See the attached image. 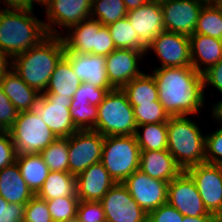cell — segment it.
<instances>
[{
    "label": "cell",
    "mask_w": 222,
    "mask_h": 222,
    "mask_svg": "<svg viewBox=\"0 0 222 222\" xmlns=\"http://www.w3.org/2000/svg\"><path fill=\"white\" fill-rule=\"evenodd\" d=\"M116 49H135L145 51L140 46V38L129 20L123 18L107 26Z\"/></svg>",
    "instance_id": "836d02e7"
},
{
    "label": "cell",
    "mask_w": 222,
    "mask_h": 222,
    "mask_svg": "<svg viewBox=\"0 0 222 222\" xmlns=\"http://www.w3.org/2000/svg\"><path fill=\"white\" fill-rule=\"evenodd\" d=\"M147 1L161 4V3H164L167 0H147Z\"/></svg>",
    "instance_id": "9f6ffc18"
},
{
    "label": "cell",
    "mask_w": 222,
    "mask_h": 222,
    "mask_svg": "<svg viewBox=\"0 0 222 222\" xmlns=\"http://www.w3.org/2000/svg\"><path fill=\"white\" fill-rule=\"evenodd\" d=\"M62 36L48 35L38 45L15 56L12 69L31 88L45 93L56 65L65 55Z\"/></svg>",
    "instance_id": "7a4b0ae2"
},
{
    "label": "cell",
    "mask_w": 222,
    "mask_h": 222,
    "mask_svg": "<svg viewBox=\"0 0 222 222\" xmlns=\"http://www.w3.org/2000/svg\"><path fill=\"white\" fill-rule=\"evenodd\" d=\"M25 204L8 203L0 196V222H24Z\"/></svg>",
    "instance_id": "b9f144b4"
},
{
    "label": "cell",
    "mask_w": 222,
    "mask_h": 222,
    "mask_svg": "<svg viewBox=\"0 0 222 222\" xmlns=\"http://www.w3.org/2000/svg\"><path fill=\"white\" fill-rule=\"evenodd\" d=\"M66 222H78L77 219H73V220H69V221H66Z\"/></svg>",
    "instance_id": "6f0895ef"
},
{
    "label": "cell",
    "mask_w": 222,
    "mask_h": 222,
    "mask_svg": "<svg viewBox=\"0 0 222 222\" xmlns=\"http://www.w3.org/2000/svg\"><path fill=\"white\" fill-rule=\"evenodd\" d=\"M186 172L195 181L203 204L209 213L215 214L222 201V167L220 164L201 163Z\"/></svg>",
    "instance_id": "ac0fdd59"
},
{
    "label": "cell",
    "mask_w": 222,
    "mask_h": 222,
    "mask_svg": "<svg viewBox=\"0 0 222 222\" xmlns=\"http://www.w3.org/2000/svg\"><path fill=\"white\" fill-rule=\"evenodd\" d=\"M204 3H216V2H219V0H200Z\"/></svg>",
    "instance_id": "11a10c76"
},
{
    "label": "cell",
    "mask_w": 222,
    "mask_h": 222,
    "mask_svg": "<svg viewBox=\"0 0 222 222\" xmlns=\"http://www.w3.org/2000/svg\"><path fill=\"white\" fill-rule=\"evenodd\" d=\"M191 117L171 116L167 121V150L183 171L205 163L206 134Z\"/></svg>",
    "instance_id": "277c9868"
},
{
    "label": "cell",
    "mask_w": 222,
    "mask_h": 222,
    "mask_svg": "<svg viewBox=\"0 0 222 222\" xmlns=\"http://www.w3.org/2000/svg\"><path fill=\"white\" fill-rule=\"evenodd\" d=\"M183 222H216L214 215H205L197 217L184 216Z\"/></svg>",
    "instance_id": "f907efd6"
},
{
    "label": "cell",
    "mask_w": 222,
    "mask_h": 222,
    "mask_svg": "<svg viewBox=\"0 0 222 222\" xmlns=\"http://www.w3.org/2000/svg\"><path fill=\"white\" fill-rule=\"evenodd\" d=\"M76 219L78 222H106L101 202L79 200Z\"/></svg>",
    "instance_id": "ab89813d"
},
{
    "label": "cell",
    "mask_w": 222,
    "mask_h": 222,
    "mask_svg": "<svg viewBox=\"0 0 222 222\" xmlns=\"http://www.w3.org/2000/svg\"><path fill=\"white\" fill-rule=\"evenodd\" d=\"M204 92L209 90V87L219 92L222 95V59L215 65L209 67L203 73Z\"/></svg>",
    "instance_id": "f6af8a7d"
},
{
    "label": "cell",
    "mask_w": 222,
    "mask_h": 222,
    "mask_svg": "<svg viewBox=\"0 0 222 222\" xmlns=\"http://www.w3.org/2000/svg\"><path fill=\"white\" fill-rule=\"evenodd\" d=\"M190 40L191 63L203 73L222 59V40L208 35L192 34Z\"/></svg>",
    "instance_id": "603a6c76"
},
{
    "label": "cell",
    "mask_w": 222,
    "mask_h": 222,
    "mask_svg": "<svg viewBox=\"0 0 222 222\" xmlns=\"http://www.w3.org/2000/svg\"><path fill=\"white\" fill-rule=\"evenodd\" d=\"M0 196L13 204H26L34 196L16 162L0 170Z\"/></svg>",
    "instance_id": "cb8c5ba5"
},
{
    "label": "cell",
    "mask_w": 222,
    "mask_h": 222,
    "mask_svg": "<svg viewBox=\"0 0 222 222\" xmlns=\"http://www.w3.org/2000/svg\"><path fill=\"white\" fill-rule=\"evenodd\" d=\"M40 5L46 14L47 34L61 36L72 25L90 18L92 0H43Z\"/></svg>",
    "instance_id": "30bf717a"
},
{
    "label": "cell",
    "mask_w": 222,
    "mask_h": 222,
    "mask_svg": "<svg viewBox=\"0 0 222 222\" xmlns=\"http://www.w3.org/2000/svg\"><path fill=\"white\" fill-rule=\"evenodd\" d=\"M69 173L75 177L93 164L101 162L104 136L93 130H78L67 137Z\"/></svg>",
    "instance_id": "8fae6325"
},
{
    "label": "cell",
    "mask_w": 222,
    "mask_h": 222,
    "mask_svg": "<svg viewBox=\"0 0 222 222\" xmlns=\"http://www.w3.org/2000/svg\"><path fill=\"white\" fill-rule=\"evenodd\" d=\"M216 222H222V201L220 204V208L218 209V211L214 214Z\"/></svg>",
    "instance_id": "f5cc1de1"
},
{
    "label": "cell",
    "mask_w": 222,
    "mask_h": 222,
    "mask_svg": "<svg viewBox=\"0 0 222 222\" xmlns=\"http://www.w3.org/2000/svg\"><path fill=\"white\" fill-rule=\"evenodd\" d=\"M19 115V111L12 104L0 87V121L8 129L13 125Z\"/></svg>",
    "instance_id": "bcb514c9"
},
{
    "label": "cell",
    "mask_w": 222,
    "mask_h": 222,
    "mask_svg": "<svg viewBox=\"0 0 222 222\" xmlns=\"http://www.w3.org/2000/svg\"><path fill=\"white\" fill-rule=\"evenodd\" d=\"M211 106H209L211 109H208V111L210 110V116L215 120V123L222 125V99Z\"/></svg>",
    "instance_id": "681fc988"
},
{
    "label": "cell",
    "mask_w": 222,
    "mask_h": 222,
    "mask_svg": "<svg viewBox=\"0 0 222 222\" xmlns=\"http://www.w3.org/2000/svg\"><path fill=\"white\" fill-rule=\"evenodd\" d=\"M0 87L19 112L29 111L40 94L28 86L13 69L0 80Z\"/></svg>",
    "instance_id": "d4e9b609"
},
{
    "label": "cell",
    "mask_w": 222,
    "mask_h": 222,
    "mask_svg": "<svg viewBox=\"0 0 222 222\" xmlns=\"http://www.w3.org/2000/svg\"><path fill=\"white\" fill-rule=\"evenodd\" d=\"M140 147L135 135L104 136L101 163L116 183L139 170Z\"/></svg>",
    "instance_id": "8992f818"
},
{
    "label": "cell",
    "mask_w": 222,
    "mask_h": 222,
    "mask_svg": "<svg viewBox=\"0 0 222 222\" xmlns=\"http://www.w3.org/2000/svg\"><path fill=\"white\" fill-rule=\"evenodd\" d=\"M127 11L140 7L145 4L147 0H123Z\"/></svg>",
    "instance_id": "816d5d0a"
},
{
    "label": "cell",
    "mask_w": 222,
    "mask_h": 222,
    "mask_svg": "<svg viewBox=\"0 0 222 222\" xmlns=\"http://www.w3.org/2000/svg\"><path fill=\"white\" fill-rule=\"evenodd\" d=\"M167 203L183 216L214 215L205 208L195 181L186 171L168 183Z\"/></svg>",
    "instance_id": "5bb4252c"
},
{
    "label": "cell",
    "mask_w": 222,
    "mask_h": 222,
    "mask_svg": "<svg viewBox=\"0 0 222 222\" xmlns=\"http://www.w3.org/2000/svg\"><path fill=\"white\" fill-rule=\"evenodd\" d=\"M132 107L137 126L167 122L171 117L159 100Z\"/></svg>",
    "instance_id": "d590c367"
},
{
    "label": "cell",
    "mask_w": 222,
    "mask_h": 222,
    "mask_svg": "<svg viewBox=\"0 0 222 222\" xmlns=\"http://www.w3.org/2000/svg\"><path fill=\"white\" fill-rule=\"evenodd\" d=\"M151 51L161 63L154 68L192 66L189 36L164 30L147 48L145 56Z\"/></svg>",
    "instance_id": "7c38bea8"
},
{
    "label": "cell",
    "mask_w": 222,
    "mask_h": 222,
    "mask_svg": "<svg viewBox=\"0 0 222 222\" xmlns=\"http://www.w3.org/2000/svg\"><path fill=\"white\" fill-rule=\"evenodd\" d=\"M127 12L123 0H92L90 18L108 26L126 18Z\"/></svg>",
    "instance_id": "1f68e13d"
},
{
    "label": "cell",
    "mask_w": 222,
    "mask_h": 222,
    "mask_svg": "<svg viewBox=\"0 0 222 222\" xmlns=\"http://www.w3.org/2000/svg\"><path fill=\"white\" fill-rule=\"evenodd\" d=\"M113 89L98 88L88 82H82L74 93L72 100L89 101L90 105L98 106L107 93Z\"/></svg>",
    "instance_id": "60d3db41"
},
{
    "label": "cell",
    "mask_w": 222,
    "mask_h": 222,
    "mask_svg": "<svg viewBox=\"0 0 222 222\" xmlns=\"http://www.w3.org/2000/svg\"><path fill=\"white\" fill-rule=\"evenodd\" d=\"M81 83L69 59L64 55L56 65L45 93H55L58 97L73 98Z\"/></svg>",
    "instance_id": "484cf974"
},
{
    "label": "cell",
    "mask_w": 222,
    "mask_h": 222,
    "mask_svg": "<svg viewBox=\"0 0 222 222\" xmlns=\"http://www.w3.org/2000/svg\"><path fill=\"white\" fill-rule=\"evenodd\" d=\"M115 184L114 179L99 162L76 176V195L79 200L100 201Z\"/></svg>",
    "instance_id": "ffe728a7"
},
{
    "label": "cell",
    "mask_w": 222,
    "mask_h": 222,
    "mask_svg": "<svg viewBox=\"0 0 222 222\" xmlns=\"http://www.w3.org/2000/svg\"><path fill=\"white\" fill-rule=\"evenodd\" d=\"M16 163L27 186L36 195L50 173L42 156L39 153L17 155Z\"/></svg>",
    "instance_id": "4316f807"
},
{
    "label": "cell",
    "mask_w": 222,
    "mask_h": 222,
    "mask_svg": "<svg viewBox=\"0 0 222 222\" xmlns=\"http://www.w3.org/2000/svg\"><path fill=\"white\" fill-rule=\"evenodd\" d=\"M215 131L205 133V162L209 164L222 163V125L217 123Z\"/></svg>",
    "instance_id": "74e56055"
},
{
    "label": "cell",
    "mask_w": 222,
    "mask_h": 222,
    "mask_svg": "<svg viewBox=\"0 0 222 222\" xmlns=\"http://www.w3.org/2000/svg\"><path fill=\"white\" fill-rule=\"evenodd\" d=\"M158 100L170 116L198 117L205 109L203 74L193 66L153 68Z\"/></svg>",
    "instance_id": "6da1fadb"
},
{
    "label": "cell",
    "mask_w": 222,
    "mask_h": 222,
    "mask_svg": "<svg viewBox=\"0 0 222 222\" xmlns=\"http://www.w3.org/2000/svg\"><path fill=\"white\" fill-rule=\"evenodd\" d=\"M61 36L71 53L107 56L116 49L108 27L92 18L72 25Z\"/></svg>",
    "instance_id": "52a82bcc"
},
{
    "label": "cell",
    "mask_w": 222,
    "mask_h": 222,
    "mask_svg": "<svg viewBox=\"0 0 222 222\" xmlns=\"http://www.w3.org/2000/svg\"><path fill=\"white\" fill-rule=\"evenodd\" d=\"M184 216L168 203L148 214L147 222H183Z\"/></svg>",
    "instance_id": "7bdbcfd3"
},
{
    "label": "cell",
    "mask_w": 222,
    "mask_h": 222,
    "mask_svg": "<svg viewBox=\"0 0 222 222\" xmlns=\"http://www.w3.org/2000/svg\"><path fill=\"white\" fill-rule=\"evenodd\" d=\"M168 183L153 179L140 170L134 171L122 182L147 215L167 203Z\"/></svg>",
    "instance_id": "4fadbf2b"
},
{
    "label": "cell",
    "mask_w": 222,
    "mask_h": 222,
    "mask_svg": "<svg viewBox=\"0 0 222 222\" xmlns=\"http://www.w3.org/2000/svg\"><path fill=\"white\" fill-rule=\"evenodd\" d=\"M36 196L43 200L57 197H78L76 195V177L69 172L50 171Z\"/></svg>",
    "instance_id": "83f0119b"
},
{
    "label": "cell",
    "mask_w": 222,
    "mask_h": 222,
    "mask_svg": "<svg viewBox=\"0 0 222 222\" xmlns=\"http://www.w3.org/2000/svg\"><path fill=\"white\" fill-rule=\"evenodd\" d=\"M78 197H57L46 200L53 222H66L76 218Z\"/></svg>",
    "instance_id": "8d00e7d4"
},
{
    "label": "cell",
    "mask_w": 222,
    "mask_h": 222,
    "mask_svg": "<svg viewBox=\"0 0 222 222\" xmlns=\"http://www.w3.org/2000/svg\"><path fill=\"white\" fill-rule=\"evenodd\" d=\"M24 222H53L46 200L34 195L25 204Z\"/></svg>",
    "instance_id": "f35d334b"
},
{
    "label": "cell",
    "mask_w": 222,
    "mask_h": 222,
    "mask_svg": "<svg viewBox=\"0 0 222 222\" xmlns=\"http://www.w3.org/2000/svg\"><path fill=\"white\" fill-rule=\"evenodd\" d=\"M71 66L81 80L98 88L114 89L107 78L105 69V56L94 54H80L65 51Z\"/></svg>",
    "instance_id": "44dd1931"
},
{
    "label": "cell",
    "mask_w": 222,
    "mask_h": 222,
    "mask_svg": "<svg viewBox=\"0 0 222 222\" xmlns=\"http://www.w3.org/2000/svg\"><path fill=\"white\" fill-rule=\"evenodd\" d=\"M70 116L78 130H93L98 116V106L90 105L89 101L72 100Z\"/></svg>",
    "instance_id": "e575fe53"
},
{
    "label": "cell",
    "mask_w": 222,
    "mask_h": 222,
    "mask_svg": "<svg viewBox=\"0 0 222 222\" xmlns=\"http://www.w3.org/2000/svg\"><path fill=\"white\" fill-rule=\"evenodd\" d=\"M35 4L40 3L37 0H0V9H34Z\"/></svg>",
    "instance_id": "7dc6e473"
},
{
    "label": "cell",
    "mask_w": 222,
    "mask_h": 222,
    "mask_svg": "<svg viewBox=\"0 0 222 222\" xmlns=\"http://www.w3.org/2000/svg\"><path fill=\"white\" fill-rule=\"evenodd\" d=\"M130 25L140 38V46L146 51L153 40L162 33L164 13L159 3L147 1L138 8L127 12Z\"/></svg>",
    "instance_id": "d6986e66"
},
{
    "label": "cell",
    "mask_w": 222,
    "mask_h": 222,
    "mask_svg": "<svg viewBox=\"0 0 222 222\" xmlns=\"http://www.w3.org/2000/svg\"><path fill=\"white\" fill-rule=\"evenodd\" d=\"M68 144L67 137L56 138L39 153L50 171L69 172Z\"/></svg>",
    "instance_id": "d6a6232c"
},
{
    "label": "cell",
    "mask_w": 222,
    "mask_h": 222,
    "mask_svg": "<svg viewBox=\"0 0 222 222\" xmlns=\"http://www.w3.org/2000/svg\"><path fill=\"white\" fill-rule=\"evenodd\" d=\"M194 34L222 40V3H206L199 15Z\"/></svg>",
    "instance_id": "4dcf8cb0"
},
{
    "label": "cell",
    "mask_w": 222,
    "mask_h": 222,
    "mask_svg": "<svg viewBox=\"0 0 222 222\" xmlns=\"http://www.w3.org/2000/svg\"><path fill=\"white\" fill-rule=\"evenodd\" d=\"M137 124L134 110L122 89L110 90L98 105V116L93 131L103 136L135 135Z\"/></svg>",
    "instance_id": "5b68a950"
},
{
    "label": "cell",
    "mask_w": 222,
    "mask_h": 222,
    "mask_svg": "<svg viewBox=\"0 0 222 222\" xmlns=\"http://www.w3.org/2000/svg\"><path fill=\"white\" fill-rule=\"evenodd\" d=\"M100 202L106 222H147L148 215L122 183H116Z\"/></svg>",
    "instance_id": "9a60e30c"
},
{
    "label": "cell",
    "mask_w": 222,
    "mask_h": 222,
    "mask_svg": "<svg viewBox=\"0 0 222 222\" xmlns=\"http://www.w3.org/2000/svg\"><path fill=\"white\" fill-rule=\"evenodd\" d=\"M17 152L9 131L0 136V170L16 162Z\"/></svg>",
    "instance_id": "ee69618b"
},
{
    "label": "cell",
    "mask_w": 222,
    "mask_h": 222,
    "mask_svg": "<svg viewBox=\"0 0 222 222\" xmlns=\"http://www.w3.org/2000/svg\"><path fill=\"white\" fill-rule=\"evenodd\" d=\"M71 102L70 97H58L55 93H40L29 111L41 117L57 138L69 137L78 131L70 116Z\"/></svg>",
    "instance_id": "9c48e42d"
},
{
    "label": "cell",
    "mask_w": 222,
    "mask_h": 222,
    "mask_svg": "<svg viewBox=\"0 0 222 222\" xmlns=\"http://www.w3.org/2000/svg\"><path fill=\"white\" fill-rule=\"evenodd\" d=\"M135 137L141 151L167 150V122L137 126Z\"/></svg>",
    "instance_id": "f546056e"
},
{
    "label": "cell",
    "mask_w": 222,
    "mask_h": 222,
    "mask_svg": "<svg viewBox=\"0 0 222 222\" xmlns=\"http://www.w3.org/2000/svg\"><path fill=\"white\" fill-rule=\"evenodd\" d=\"M33 9H0V47L13 59L48 36Z\"/></svg>",
    "instance_id": "3957f363"
},
{
    "label": "cell",
    "mask_w": 222,
    "mask_h": 222,
    "mask_svg": "<svg viewBox=\"0 0 222 222\" xmlns=\"http://www.w3.org/2000/svg\"><path fill=\"white\" fill-rule=\"evenodd\" d=\"M205 4L200 0H167L161 3L164 29L190 37L194 34L200 12Z\"/></svg>",
    "instance_id": "e0dca14e"
},
{
    "label": "cell",
    "mask_w": 222,
    "mask_h": 222,
    "mask_svg": "<svg viewBox=\"0 0 222 222\" xmlns=\"http://www.w3.org/2000/svg\"><path fill=\"white\" fill-rule=\"evenodd\" d=\"M122 90L127 94L132 106L151 103L158 100V88L151 73L143 72L132 79Z\"/></svg>",
    "instance_id": "f1b7e54d"
},
{
    "label": "cell",
    "mask_w": 222,
    "mask_h": 222,
    "mask_svg": "<svg viewBox=\"0 0 222 222\" xmlns=\"http://www.w3.org/2000/svg\"><path fill=\"white\" fill-rule=\"evenodd\" d=\"M145 52L135 49H115L105 56L106 75L113 88L122 89L144 72L139 68V63L144 62Z\"/></svg>",
    "instance_id": "2e32d148"
},
{
    "label": "cell",
    "mask_w": 222,
    "mask_h": 222,
    "mask_svg": "<svg viewBox=\"0 0 222 222\" xmlns=\"http://www.w3.org/2000/svg\"><path fill=\"white\" fill-rule=\"evenodd\" d=\"M12 69V58L0 47V80Z\"/></svg>",
    "instance_id": "c3c4849f"
},
{
    "label": "cell",
    "mask_w": 222,
    "mask_h": 222,
    "mask_svg": "<svg viewBox=\"0 0 222 222\" xmlns=\"http://www.w3.org/2000/svg\"><path fill=\"white\" fill-rule=\"evenodd\" d=\"M139 170L153 179L166 182L183 172L168 150L141 151Z\"/></svg>",
    "instance_id": "7402d4cb"
},
{
    "label": "cell",
    "mask_w": 222,
    "mask_h": 222,
    "mask_svg": "<svg viewBox=\"0 0 222 222\" xmlns=\"http://www.w3.org/2000/svg\"><path fill=\"white\" fill-rule=\"evenodd\" d=\"M7 132H8V128L5 127V125H3L0 121V136L6 134Z\"/></svg>",
    "instance_id": "db71d44e"
},
{
    "label": "cell",
    "mask_w": 222,
    "mask_h": 222,
    "mask_svg": "<svg viewBox=\"0 0 222 222\" xmlns=\"http://www.w3.org/2000/svg\"><path fill=\"white\" fill-rule=\"evenodd\" d=\"M8 131L17 155L40 153L57 138L42 118L30 111L19 112Z\"/></svg>",
    "instance_id": "ba28073f"
}]
</instances>
